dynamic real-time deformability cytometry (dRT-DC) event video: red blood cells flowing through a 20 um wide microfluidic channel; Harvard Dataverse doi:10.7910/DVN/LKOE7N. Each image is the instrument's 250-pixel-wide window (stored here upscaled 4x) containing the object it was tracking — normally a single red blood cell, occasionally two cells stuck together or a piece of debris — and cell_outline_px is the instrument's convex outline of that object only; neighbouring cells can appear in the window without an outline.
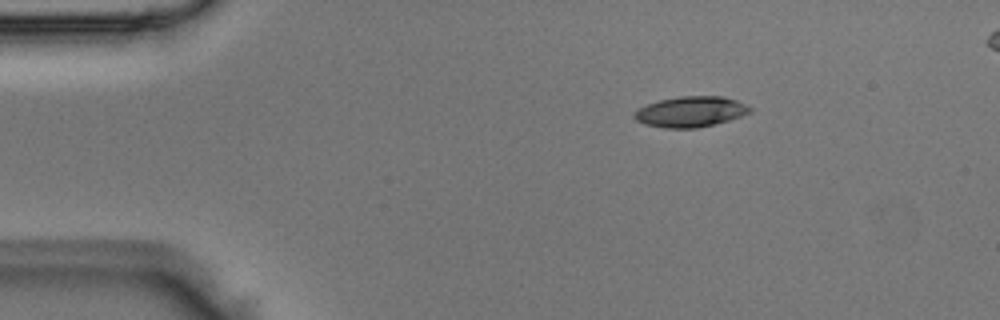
{"species": "Egyptian fruit bat (a non-hibernating species)", "species_latin": "Rousettus aegyptiacus", "temperature_condition": "room temperature", "stored_images_in_passage": 44, "segment_of_instrument_passage": [1, 2], "camera_frame_rate_fps": 3000, "um_per_image_px": 0.085, "animal": {"sex": "male"}, "frame": {"image": 1, "passage_image": 1, "time_ms": 0.0, "image_size_px": [1000, 320], "cell_outline_px": [[752, 112], [728, 120], [696, 128], [664, 128], [644, 124], [636, 120], [632, 116], [632, 112], [648, 104], [660, 100], [680, 96], [724, 96], [736, 100], [752, 108]], "centroid_in_image_um": [58.68, 9.49], "position_along_channel_um": 26.3, "area_um2": 20.52}}
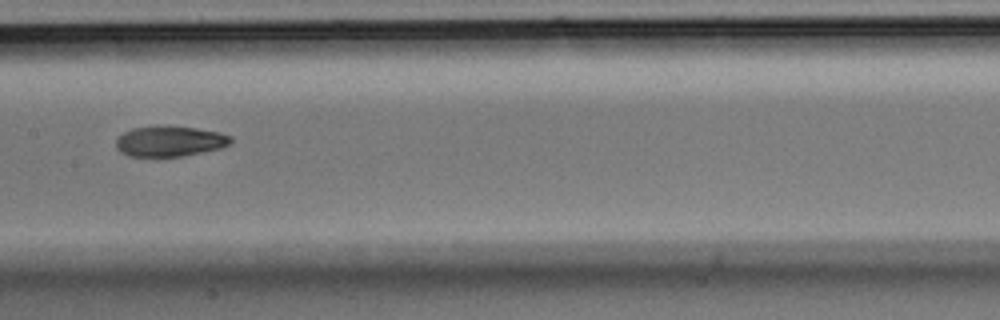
{"frame": {"image": 2, "passage_image": 18, "time_ms": 5.667, "image_size_px": [1000, 320], "cell_outline_px": [[232, 140], [228, 144], [220, 148], [180, 156], [128, 156], [120, 152], [116, 148], [116, 140], [124, 132], [132, 128], [156, 124], [160, 124], [196, 128], [220, 132], [232, 136]], "centroid_in_image_um": [14.4, 11.97], "position_along_channel_um": 193.0, "area_um2": 20.58}}
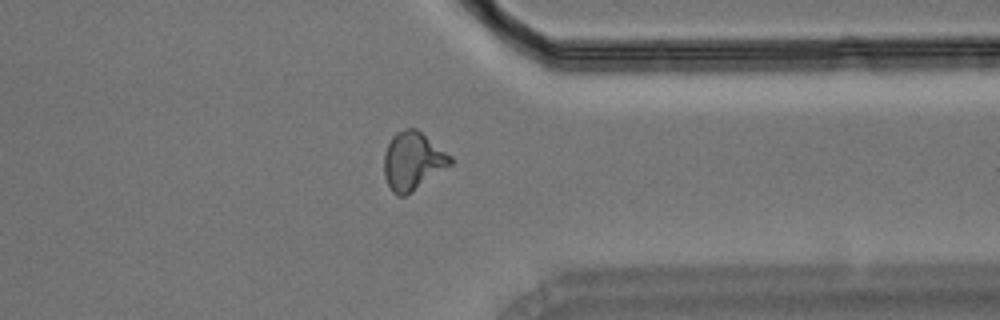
{"frame": {"image": 3, "passage_image": 32, "time_ms": 10.333, "image_size_px": [1000, 320], "cell_outline_px": [[452, 164], [412, 192], [404, 196], [396, 196], [392, 192], [384, 176], [384, 152], [392, 136], [396, 132], [404, 128], [416, 128], [452, 156]], "centroid_in_image_um": [35.07, 13.68], "position_along_channel_um": 376.3, "area_um2": 22.48}}